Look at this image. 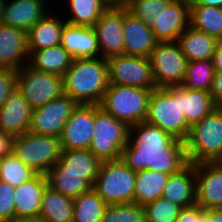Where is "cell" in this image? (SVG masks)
Here are the masks:
<instances>
[{"instance_id":"obj_1","label":"cell","mask_w":222,"mask_h":222,"mask_svg":"<svg viewBox=\"0 0 222 222\" xmlns=\"http://www.w3.org/2000/svg\"><path fill=\"white\" fill-rule=\"evenodd\" d=\"M120 159L135 172L149 169L168 175L189 163L185 142L146 121L130 126Z\"/></svg>"},{"instance_id":"obj_2","label":"cell","mask_w":222,"mask_h":222,"mask_svg":"<svg viewBox=\"0 0 222 222\" xmlns=\"http://www.w3.org/2000/svg\"><path fill=\"white\" fill-rule=\"evenodd\" d=\"M108 84L107 60L101 57L73 59L63 75L64 94L78 104L100 105Z\"/></svg>"},{"instance_id":"obj_3","label":"cell","mask_w":222,"mask_h":222,"mask_svg":"<svg viewBox=\"0 0 222 222\" xmlns=\"http://www.w3.org/2000/svg\"><path fill=\"white\" fill-rule=\"evenodd\" d=\"M147 123L185 142L190 131L180 106V85L156 87L148 101Z\"/></svg>"},{"instance_id":"obj_4","label":"cell","mask_w":222,"mask_h":222,"mask_svg":"<svg viewBox=\"0 0 222 222\" xmlns=\"http://www.w3.org/2000/svg\"><path fill=\"white\" fill-rule=\"evenodd\" d=\"M185 148L189 163L222 162V109H214L190 128Z\"/></svg>"},{"instance_id":"obj_5","label":"cell","mask_w":222,"mask_h":222,"mask_svg":"<svg viewBox=\"0 0 222 222\" xmlns=\"http://www.w3.org/2000/svg\"><path fill=\"white\" fill-rule=\"evenodd\" d=\"M152 90L108 84L100 107L129 127L144 122Z\"/></svg>"},{"instance_id":"obj_6","label":"cell","mask_w":222,"mask_h":222,"mask_svg":"<svg viewBox=\"0 0 222 222\" xmlns=\"http://www.w3.org/2000/svg\"><path fill=\"white\" fill-rule=\"evenodd\" d=\"M129 130L127 124L114 118L100 105H95L93 139L88 150L101 162L120 160L128 143Z\"/></svg>"},{"instance_id":"obj_7","label":"cell","mask_w":222,"mask_h":222,"mask_svg":"<svg viewBox=\"0 0 222 222\" xmlns=\"http://www.w3.org/2000/svg\"><path fill=\"white\" fill-rule=\"evenodd\" d=\"M135 180L136 172L121 159L103 161L92 188L108 205L133 203Z\"/></svg>"},{"instance_id":"obj_8","label":"cell","mask_w":222,"mask_h":222,"mask_svg":"<svg viewBox=\"0 0 222 222\" xmlns=\"http://www.w3.org/2000/svg\"><path fill=\"white\" fill-rule=\"evenodd\" d=\"M60 138L32 132L14 137L12 152L37 174H46L60 159Z\"/></svg>"},{"instance_id":"obj_9","label":"cell","mask_w":222,"mask_h":222,"mask_svg":"<svg viewBox=\"0 0 222 222\" xmlns=\"http://www.w3.org/2000/svg\"><path fill=\"white\" fill-rule=\"evenodd\" d=\"M17 89L32 109L64 94L63 77L36 70L28 64L16 71Z\"/></svg>"},{"instance_id":"obj_10","label":"cell","mask_w":222,"mask_h":222,"mask_svg":"<svg viewBox=\"0 0 222 222\" xmlns=\"http://www.w3.org/2000/svg\"><path fill=\"white\" fill-rule=\"evenodd\" d=\"M149 60L156 87L182 84L188 61L177 41L158 42Z\"/></svg>"},{"instance_id":"obj_11","label":"cell","mask_w":222,"mask_h":222,"mask_svg":"<svg viewBox=\"0 0 222 222\" xmlns=\"http://www.w3.org/2000/svg\"><path fill=\"white\" fill-rule=\"evenodd\" d=\"M106 60L109 84L126 85L149 90L156 88L149 58L121 54L111 56Z\"/></svg>"},{"instance_id":"obj_12","label":"cell","mask_w":222,"mask_h":222,"mask_svg":"<svg viewBox=\"0 0 222 222\" xmlns=\"http://www.w3.org/2000/svg\"><path fill=\"white\" fill-rule=\"evenodd\" d=\"M78 103L63 94L45 105L33 109L29 132L60 138L64 125Z\"/></svg>"},{"instance_id":"obj_13","label":"cell","mask_w":222,"mask_h":222,"mask_svg":"<svg viewBox=\"0 0 222 222\" xmlns=\"http://www.w3.org/2000/svg\"><path fill=\"white\" fill-rule=\"evenodd\" d=\"M95 104H78L60 136L62 150H88L93 139Z\"/></svg>"},{"instance_id":"obj_14","label":"cell","mask_w":222,"mask_h":222,"mask_svg":"<svg viewBox=\"0 0 222 222\" xmlns=\"http://www.w3.org/2000/svg\"><path fill=\"white\" fill-rule=\"evenodd\" d=\"M93 28L101 58L124 54L123 7H108Z\"/></svg>"},{"instance_id":"obj_15","label":"cell","mask_w":222,"mask_h":222,"mask_svg":"<svg viewBox=\"0 0 222 222\" xmlns=\"http://www.w3.org/2000/svg\"><path fill=\"white\" fill-rule=\"evenodd\" d=\"M196 204L202 209L222 208V162L195 164Z\"/></svg>"},{"instance_id":"obj_16","label":"cell","mask_w":222,"mask_h":222,"mask_svg":"<svg viewBox=\"0 0 222 222\" xmlns=\"http://www.w3.org/2000/svg\"><path fill=\"white\" fill-rule=\"evenodd\" d=\"M189 25L190 4L184 0H172L151 29L158 42H175Z\"/></svg>"},{"instance_id":"obj_17","label":"cell","mask_w":222,"mask_h":222,"mask_svg":"<svg viewBox=\"0 0 222 222\" xmlns=\"http://www.w3.org/2000/svg\"><path fill=\"white\" fill-rule=\"evenodd\" d=\"M124 54L149 58L158 41L152 29L123 7Z\"/></svg>"},{"instance_id":"obj_18","label":"cell","mask_w":222,"mask_h":222,"mask_svg":"<svg viewBox=\"0 0 222 222\" xmlns=\"http://www.w3.org/2000/svg\"><path fill=\"white\" fill-rule=\"evenodd\" d=\"M28 57L27 32L0 23V68L20 70Z\"/></svg>"},{"instance_id":"obj_19","label":"cell","mask_w":222,"mask_h":222,"mask_svg":"<svg viewBox=\"0 0 222 222\" xmlns=\"http://www.w3.org/2000/svg\"><path fill=\"white\" fill-rule=\"evenodd\" d=\"M47 3L46 0H5L0 23L27 32L48 13Z\"/></svg>"},{"instance_id":"obj_20","label":"cell","mask_w":222,"mask_h":222,"mask_svg":"<svg viewBox=\"0 0 222 222\" xmlns=\"http://www.w3.org/2000/svg\"><path fill=\"white\" fill-rule=\"evenodd\" d=\"M33 109L16 89L0 108V130L13 137L29 132Z\"/></svg>"},{"instance_id":"obj_21","label":"cell","mask_w":222,"mask_h":222,"mask_svg":"<svg viewBox=\"0 0 222 222\" xmlns=\"http://www.w3.org/2000/svg\"><path fill=\"white\" fill-rule=\"evenodd\" d=\"M61 45L74 59L101 57L97 35L93 27L65 23Z\"/></svg>"},{"instance_id":"obj_22","label":"cell","mask_w":222,"mask_h":222,"mask_svg":"<svg viewBox=\"0 0 222 222\" xmlns=\"http://www.w3.org/2000/svg\"><path fill=\"white\" fill-rule=\"evenodd\" d=\"M48 186L45 174H36L29 181L15 187V219L39 218L42 196Z\"/></svg>"},{"instance_id":"obj_23","label":"cell","mask_w":222,"mask_h":222,"mask_svg":"<svg viewBox=\"0 0 222 222\" xmlns=\"http://www.w3.org/2000/svg\"><path fill=\"white\" fill-rule=\"evenodd\" d=\"M162 197L181 208L196 204L195 164L188 163L175 174L169 175Z\"/></svg>"},{"instance_id":"obj_24","label":"cell","mask_w":222,"mask_h":222,"mask_svg":"<svg viewBox=\"0 0 222 222\" xmlns=\"http://www.w3.org/2000/svg\"><path fill=\"white\" fill-rule=\"evenodd\" d=\"M65 19L47 13L27 31L28 50H43L61 44Z\"/></svg>"},{"instance_id":"obj_25","label":"cell","mask_w":222,"mask_h":222,"mask_svg":"<svg viewBox=\"0 0 222 222\" xmlns=\"http://www.w3.org/2000/svg\"><path fill=\"white\" fill-rule=\"evenodd\" d=\"M178 44L188 62L212 59L218 40L189 25L178 37Z\"/></svg>"},{"instance_id":"obj_26","label":"cell","mask_w":222,"mask_h":222,"mask_svg":"<svg viewBox=\"0 0 222 222\" xmlns=\"http://www.w3.org/2000/svg\"><path fill=\"white\" fill-rule=\"evenodd\" d=\"M28 65L36 70L63 77L73 62V57L61 45L43 50H28Z\"/></svg>"},{"instance_id":"obj_27","label":"cell","mask_w":222,"mask_h":222,"mask_svg":"<svg viewBox=\"0 0 222 222\" xmlns=\"http://www.w3.org/2000/svg\"><path fill=\"white\" fill-rule=\"evenodd\" d=\"M101 161L89 150H62L56 165L65 173L83 174L92 186L95 182Z\"/></svg>"},{"instance_id":"obj_28","label":"cell","mask_w":222,"mask_h":222,"mask_svg":"<svg viewBox=\"0 0 222 222\" xmlns=\"http://www.w3.org/2000/svg\"><path fill=\"white\" fill-rule=\"evenodd\" d=\"M180 106L190 128L216 109L210 92L186 89L181 85Z\"/></svg>"},{"instance_id":"obj_29","label":"cell","mask_w":222,"mask_h":222,"mask_svg":"<svg viewBox=\"0 0 222 222\" xmlns=\"http://www.w3.org/2000/svg\"><path fill=\"white\" fill-rule=\"evenodd\" d=\"M72 197L46 187L42 196L39 219L44 222H73Z\"/></svg>"},{"instance_id":"obj_30","label":"cell","mask_w":222,"mask_h":222,"mask_svg":"<svg viewBox=\"0 0 222 222\" xmlns=\"http://www.w3.org/2000/svg\"><path fill=\"white\" fill-rule=\"evenodd\" d=\"M168 177L166 173L149 169L136 172L133 203L144 206L162 197Z\"/></svg>"},{"instance_id":"obj_31","label":"cell","mask_w":222,"mask_h":222,"mask_svg":"<svg viewBox=\"0 0 222 222\" xmlns=\"http://www.w3.org/2000/svg\"><path fill=\"white\" fill-rule=\"evenodd\" d=\"M45 175L52 190L72 198L92 189V185L83 178V174L65 173L56 164Z\"/></svg>"},{"instance_id":"obj_32","label":"cell","mask_w":222,"mask_h":222,"mask_svg":"<svg viewBox=\"0 0 222 222\" xmlns=\"http://www.w3.org/2000/svg\"><path fill=\"white\" fill-rule=\"evenodd\" d=\"M66 3L70 11L66 23L80 26L93 27L108 8L103 0H67Z\"/></svg>"},{"instance_id":"obj_33","label":"cell","mask_w":222,"mask_h":222,"mask_svg":"<svg viewBox=\"0 0 222 222\" xmlns=\"http://www.w3.org/2000/svg\"><path fill=\"white\" fill-rule=\"evenodd\" d=\"M190 25L218 40L222 37V8L190 5Z\"/></svg>"},{"instance_id":"obj_34","label":"cell","mask_w":222,"mask_h":222,"mask_svg":"<svg viewBox=\"0 0 222 222\" xmlns=\"http://www.w3.org/2000/svg\"><path fill=\"white\" fill-rule=\"evenodd\" d=\"M73 222H100L108 204L93 188L73 198Z\"/></svg>"},{"instance_id":"obj_35","label":"cell","mask_w":222,"mask_h":222,"mask_svg":"<svg viewBox=\"0 0 222 222\" xmlns=\"http://www.w3.org/2000/svg\"><path fill=\"white\" fill-rule=\"evenodd\" d=\"M214 72L212 59L187 62L181 86L186 89L210 92Z\"/></svg>"},{"instance_id":"obj_36","label":"cell","mask_w":222,"mask_h":222,"mask_svg":"<svg viewBox=\"0 0 222 222\" xmlns=\"http://www.w3.org/2000/svg\"><path fill=\"white\" fill-rule=\"evenodd\" d=\"M37 173L18 159L15 154L5 155L2 157L0 165V181L9 183L17 187L22 183L29 181Z\"/></svg>"},{"instance_id":"obj_37","label":"cell","mask_w":222,"mask_h":222,"mask_svg":"<svg viewBox=\"0 0 222 222\" xmlns=\"http://www.w3.org/2000/svg\"><path fill=\"white\" fill-rule=\"evenodd\" d=\"M171 1L172 0H130L126 8L134 17L142 20L152 28L161 12Z\"/></svg>"},{"instance_id":"obj_38","label":"cell","mask_w":222,"mask_h":222,"mask_svg":"<svg viewBox=\"0 0 222 222\" xmlns=\"http://www.w3.org/2000/svg\"><path fill=\"white\" fill-rule=\"evenodd\" d=\"M100 222H145V211L136 203L109 204Z\"/></svg>"},{"instance_id":"obj_39","label":"cell","mask_w":222,"mask_h":222,"mask_svg":"<svg viewBox=\"0 0 222 222\" xmlns=\"http://www.w3.org/2000/svg\"><path fill=\"white\" fill-rule=\"evenodd\" d=\"M143 207L145 222H176L179 212L182 209L164 197L149 202Z\"/></svg>"},{"instance_id":"obj_40","label":"cell","mask_w":222,"mask_h":222,"mask_svg":"<svg viewBox=\"0 0 222 222\" xmlns=\"http://www.w3.org/2000/svg\"><path fill=\"white\" fill-rule=\"evenodd\" d=\"M14 191L15 187L0 181V222L15 220Z\"/></svg>"},{"instance_id":"obj_41","label":"cell","mask_w":222,"mask_h":222,"mask_svg":"<svg viewBox=\"0 0 222 222\" xmlns=\"http://www.w3.org/2000/svg\"><path fill=\"white\" fill-rule=\"evenodd\" d=\"M17 89L16 71L9 68H0V108L7 98Z\"/></svg>"},{"instance_id":"obj_42","label":"cell","mask_w":222,"mask_h":222,"mask_svg":"<svg viewBox=\"0 0 222 222\" xmlns=\"http://www.w3.org/2000/svg\"><path fill=\"white\" fill-rule=\"evenodd\" d=\"M176 222H207V210L195 204L188 208H182Z\"/></svg>"},{"instance_id":"obj_43","label":"cell","mask_w":222,"mask_h":222,"mask_svg":"<svg viewBox=\"0 0 222 222\" xmlns=\"http://www.w3.org/2000/svg\"><path fill=\"white\" fill-rule=\"evenodd\" d=\"M210 93L216 108L222 109V72H214Z\"/></svg>"},{"instance_id":"obj_44","label":"cell","mask_w":222,"mask_h":222,"mask_svg":"<svg viewBox=\"0 0 222 222\" xmlns=\"http://www.w3.org/2000/svg\"><path fill=\"white\" fill-rule=\"evenodd\" d=\"M14 137L0 130V157L12 153Z\"/></svg>"},{"instance_id":"obj_45","label":"cell","mask_w":222,"mask_h":222,"mask_svg":"<svg viewBox=\"0 0 222 222\" xmlns=\"http://www.w3.org/2000/svg\"><path fill=\"white\" fill-rule=\"evenodd\" d=\"M213 66L215 72H222V48L217 44L213 54Z\"/></svg>"},{"instance_id":"obj_46","label":"cell","mask_w":222,"mask_h":222,"mask_svg":"<svg viewBox=\"0 0 222 222\" xmlns=\"http://www.w3.org/2000/svg\"><path fill=\"white\" fill-rule=\"evenodd\" d=\"M207 222H222V208L208 209Z\"/></svg>"},{"instance_id":"obj_47","label":"cell","mask_w":222,"mask_h":222,"mask_svg":"<svg viewBox=\"0 0 222 222\" xmlns=\"http://www.w3.org/2000/svg\"><path fill=\"white\" fill-rule=\"evenodd\" d=\"M190 5H205L222 8V0H195Z\"/></svg>"},{"instance_id":"obj_48","label":"cell","mask_w":222,"mask_h":222,"mask_svg":"<svg viewBox=\"0 0 222 222\" xmlns=\"http://www.w3.org/2000/svg\"><path fill=\"white\" fill-rule=\"evenodd\" d=\"M108 7H126L130 0H103Z\"/></svg>"},{"instance_id":"obj_49","label":"cell","mask_w":222,"mask_h":222,"mask_svg":"<svg viewBox=\"0 0 222 222\" xmlns=\"http://www.w3.org/2000/svg\"><path fill=\"white\" fill-rule=\"evenodd\" d=\"M12 222H44L39 218L15 219Z\"/></svg>"},{"instance_id":"obj_50","label":"cell","mask_w":222,"mask_h":222,"mask_svg":"<svg viewBox=\"0 0 222 222\" xmlns=\"http://www.w3.org/2000/svg\"><path fill=\"white\" fill-rule=\"evenodd\" d=\"M4 3H5V0H0V21H1V18H2Z\"/></svg>"},{"instance_id":"obj_51","label":"cell","mask_w":222,"mask_h":222,"mask_svg":"<svg viewBox=\"0 0 222 222\" xmlns=\"http://www.w3.org/2000/svg\"><path fill=\"white\" fill-rule=\"evenodd\" d=\"M218 45L222 48V37L218 39Z\"/></svg>"},{"instance_id":"obj_52","label":"cell","mask_w":222,"mask_h":222,"mask_svg":"<svg viewBox=\"0 0 222 222\" xmlns=\"http://www.w3.org/2000/svg\"><path fill=\"white\" fill-rule=\"evenodd\" d=\"M184 1H186L187 3H192V2H194L195 0H184Z\"/></svg>"}]
</instances>
